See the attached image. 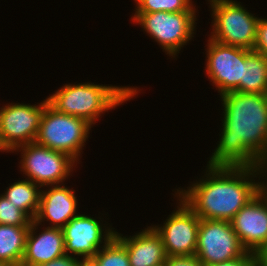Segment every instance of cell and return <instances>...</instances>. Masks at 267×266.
<instances>
[{
	"instance_id": "6da1fadb",
	"label": "cell",
	"mask_w": 267,
	"mask_h": 266,
	"mask_svg": "<svg viewBox=\"0 0 267 266\" xmlns=\"http://www.w3.org/2000/svg\"><path fill=\"white\" fill-rule=\"evenodd\" d=\"M219 97L222 126L207 165L256 167L267 152V94L230 91Z\"/></svg>"
},
{
	"instance_id": "7a4b0ae2",
	"label": "cell",
	"mask_w": 267,
	"mask_h": 266,
	"mask_svg": "<svg viewBox=\"0 0 267 266\" xmlns=\"http://www.w3.org/2000/svg\"><path fill=\"white\" fill-rule=\"evenodd\" d=\"M186 188L172 190L200 219L231 221L259 193L256 167H211Z\"/></svg>"
},
{
	"instance_id": "3957f363",
	"label": "cell",
	"mask_w": 267,
	"mask_h": 266,
	"mask_svg": "<svg viewBox=\"0 0 267 266\" xmlns=\"http://www.w3.org/2000/svg\"><path fill=\"white\" fill-rule=\"evenodd\" d=\"M142 90L137 86L85 81L63 84L46 98L57 112L82 118L94 127L103 114L135 99Z\"/></svg>"
},
{
	"instance_id": "277c9868",
	"label": "cell",
	"mask_w": 267,
	"mask_h": 266,
	"mask_svg": "<svg viewBox=\"0 0 267 266\" xmlns=\"http://www.w3.org/2000/svg\"><path fill=\"white\" fill-rule=\"evenodd\" d=\"M198 13V14H197ZM131 22L169 56L177 59L181 49L193 40L197 32L198 11L132 13Z\"/></svg>"
},
{
	"instance_id": "5b68a950",
	"label": "cell",
	"mask_w": 267,
	"mask_h": 266,
	"mask_svg": "<svg viewBox=\"0 0 267 266\" xmlns=\"http://www.w3.org/2000/svg\"><path fill=\"white\" fill-rule=\"evenodd\" d=\"M206 2L209 4L212 18L210 24L212 29L207 36L222 44L253 50L260 17L237 0Z\"/></svg>"
},
{
	"instance_id": "8992f818",
	"label": "cell",
	"mask_w": 267,
	"mask_h": 266,
	"mask_svg": "<svg viewBox=\"0 0 267 266\" xmlns=\"http://www.w3.org/2000/svg\"><path fill=\"white\" fill-rule=\"evenodd\" d=\"M92 127L82 118L57 112L46 101L35 142L68 154L79 165Z\"/></svg>"
},
{
	"instance_id": "52a82bcc",
	"label": "cell",
	"mask_w": 267,
	"mask_h": 266,
	"mask_svg": "<svg viewBox=\"0 0 267 266\" xmlns=\"http://www.w3.org/2000/svg\"><path fill=\"white\" fill-rule=\"evenodd\" d=\"M14 152H20L18 168L22 176L41 187L66 183L78 168V163L68 154L36 142L19 146L12 153Z\"/></svg>"
},
{
	"instance_id": "ba28073f",
	"label": "cell",
	"mask_w": 267,
	"mask_h": 266,
	"mask_svg": "<svg viewBox=\"0 0 267 266\" xmlns=\"http://www.w3.org/2000/svg\"><path fill=\"white\" fill-rule=\"evenodd\" d=\"M79 213L62 227L65 243V254L79 259L93 258L114 236L116 230L110 223L106 213ZM108 221L106 222V220ZM109 225V226H108Z\"/></svg>"
},
{
	"instance_id": "9c48e42d",
	"label": "cell",
	"mask_w": 267,
	"mask_h": 266,
	"mask_svg": "<svg viewBox=\"0 0 267 266\" xmlns=\"http://www.w3.org/2000/svg\"><path fill=\"white\" fill-rule=\"evenodd\" d=\"M171 194L177 199L175 210H172L165 221L163 220V224L151 226L161 237L166 256L196 255L200 218L178 194Z\"/></svg>"
},
{
	"instance_id": "30bf717a",
	"label": "cell",
	"mask_w": 267,
	"mask_h": 266,
	"mask_svg": "<svg viewBox=\"0 0 267 266\" xmlns=\"http://www.w3.org/2000/svg\"><path fill=\"white\" fill-rule=\"evenodd\" d=\"M205 47V74L213 89L222 95L230 91L240 92L243 80L245 48L222 44L208 36ZM215 87V88H214Z\"/></svg>"
},
{
	"instance_id": "8fae6325",
	"label": "cell",
	"mask_w": 267,
	"mask_h": 266,
	"mask_svg": "<svg viewBox=\"0 0 267 266\" xmlns=\"http://www.w3.org/2000/svg\"><path fill=\"white\" fill-rule=\"evenodd\" d=\"M246 253L231 222L200 219L195 256L204 266L234 260Z\"/></svg>"
},
{
	"instance_id": "7c38bea8",
	"label": "cell",
	"mask_w": 267,
	"mask_h": 266,
	"mask_svg": "<svg viewBox=\"0 0 267 266\" xmlns=\"http://www.w3.org/2000/svg\"><path fill=\"white\" fill-rule=\"evenodd\" d=\"M47 98L36 104L9 102L0 111V133L13 152L17 147L36 141Z\"/></svg>"
},
{
	"instance_id": "4fadbf2b",
	"label": "cell",
	"mask_w": 267,
	"mask_h": 266,
	"mask_svg": "<svg viewBox=\"0 0 267 266\" xmlns=\"http://www.w3.org/2000/svg\"><path fill=\"white\" fill-rule=\"evenodd\" d=\"M230 222L242 246L255 254L267 243V197L259 192Z\"/></svg>"
},
{
	"instance_id": "5bb4252c",
	"label": "cell",
	"mask_w": 267,
	"mask_h": 266,
	"mask_svg": "<svg viewBox=\"0 0 267 266\" xmlns=\"http://www.w3.org/2000/svg\"><path fill=\"white\" fill-rule=\"evenodd\" d=\"M75 192V189L69 188L65 183L42 187L40 206L34 220L47 227L65 226L71 218L80 213L79 199Z\"/></svg>"
},
{
	"instance_id": "9a60e30c",
	"label": "cell",
	"mask_w": 267,
	"mask_h": 266,
	"mask_svg": "<svg viewBox=\"0 0 267 266\" xmlns=\"http://www.w3.org/2000/svg\"><path fill=\"white\" fill-rule=\"evenodd\" d=\"M64 245L62 228L40 226L39 223L32 220L20 266H38L55 260L65 254Z\"/></svg>"
},
{
	"instance_id": "2e32d148",
	"label": "cell",
	"mask_w": 267,
	"mask_h": 266,
	"mask_svg": "<svg viewBox=\"0 0 267 266\" xmlns=\"http://www.w3.org/2000/svg\"><path fill=\"white\" fill-rule=\"evenodd\" d=\"M135 234L115 233V237L126 247L130 266H164L166 253L159 234L152 226Z\"/></svg>"
},
{
	"instance_id": "e0dca14e",
	"label": "cell",
	"mask_w": 267,
	"mask_h": 266,
	"mask_svg": "<svg viewBox=\"0 0 267 266\" xmlns=\"http://www.w3.org/2000/svg\"><path fill=\"white\" fill-rule=\"evenodd\" d=\"M30 226L0 224V263L20 266L24 257Z\"/></svg>"
},
{
	"instance_id": "ac0fdd59",
	"label": "cell",
	"mask_w": 267,
	"mask_h": 266,
	"mask_svg": "<svg viewBox=\"0 0 267 266\" xmlns=\"http://www.w3.org/2000/svg\"><path fill=\"white\" fill-rule=\"evenodd\" d=\"M41 189V186L31 180L19 178L16 182L9 183L1 194L34 220L40 206Z\"/></svg>"
},
{
	"instance_id": "d6986e66",
	"label": "cell",
	"mask_w": 267,
	"mask_h": 266,
	"mask_svg": "<svg viewBox=\"0 0 267 266\" xmlns=\"http://www.w3.org/2000/svg\"><path fill=\"white\" fill-rule=\"evenodd\" d=\"M240 93L267 94V58L253 50L245 49Z\"/></svg>"
},
{
	"instance_id": "ffe728a7",
	"label": "cell",
	"mask_w": 267,
	"mask_h": 266,
	"mask_svg": "<svg viewBox=\"0 0 267 266\" xmlns=\"http://www.w3.org/2000/svg\"><path fill=\"white\" fill-rule=\"evenodd\" d=\"M133 13L199 11L194 0H134Z\"/></svg>"
},
{
	"instance_id": "44dd1931",
	"label": "cell",
	"mask_w": 267,
	"mask_h": 266,
	"mask_svg": "<svg viewBox=\"0 0 267 266\" xmlns=\"http://www.w3.org/2000/svg\"><path fill=\"white\" fill-rule=\"evenodd\" d=\"M98 266H130L126 247L114 236L93 257Z\"/></svg>"
},
{
	"instance_id": "7402d4cb",
	"label": "cell",
	"mask_w": 267,
	"mask_h": 266,
	"mask_svg": "<svg viewBox=\"0 0 267 266\" xmlns=\"http://www.w3.org/2000/svg\"><path fill=\"white\" fill-rule=\"evenodd\" d=\"M31 219L0 193V224L30 226Z\"/></svg>"
},
{
	"instance_id": "603a6c76",
	"label": "cell",
	"mask_w": 267,
	"mask_h": 266,
	"mask_svg": "<svg viewBox=\"0 0 267 266\" xmlns=\"http://www.w3.org/2000/svg\"><path fill=\"white\" fill-rule=\"evenodd\" d=\"M253 51L267 58V18L260 17L257 25L256 40Z\"/></svg>"
},
{
	"instance_id": "cb8c5ba5",
	"label": "cell",
	"mask_w": 267,
	"mask_h": 266,
	"mask_svg": "<svg viewBox=\"0 0 267 266\" xmlns=\"http://www.w3.org/2000/svg\"><path fill=\"white\" fill-rule=\"evenodd\" d=\"M164 266H204L195 256H167Z\"/></svg>"
},
{
	"instance_id": "d4e9b609",
	"label": "cell",
	"mask_w": 267,
	"mask_h": 266,
	"mask_svg": "<svg viewBox=\"0 0 267 266\" xmlns=\"http://www.w3.org/2000/svg\"><path fill=\"white\" fill-rule=\"evenodd\" d=\"M256 169L259 176V192L267 197V152L258 159Z\"/></svg>"
},
{
	"instance_id": "484cf974",
	"label": "cell",
	"mask_w": 267,
	"mask_h": 266,
	"mask_svg": "<svg viewBox=\"0 0 267 266\" xmlns=\"http://www.w3.org/2000/svg\"><path fill=\"white\" fill-rule=\"evenodd\" d=\"M207 266H255V255L247 252L240 258Z\"/></svg>"
},
{
	"instance_id": "4316f807",
	"label": "cell",
	"mask_w": 267,
	"mask_h": 266,
	"mask_svg": "<svg viewBox=\"0 0 267 266\" xmlns=\"http://www.w3.org/2000/svg\"><path fill=\"white\" fill-rule=\"evenodd\" d=\"M78 258L64 254L61 257L56 258L47 263L40 264L38 266H77Z\"/></svg>"
},
{
	"instance_id": "83f0119b",
	"label": "cell",
	"mask_w": 267,
	"mask_h": 266,
	"mask_svg": "<svg viewBox=\"0 0 267 266\" xmlns=\"http://www.w3.org/2000/svg\"><path fill=\"white\" fill-rule=\"evenodd\" d=\"M255 266H267V243L255 254Z\"/></svg>"
},
{
	"instance_id": "f1b7e54d",
	"label": "cell",
	"mask_w": 267,
	"mask_h": 266,
	"mask_svg": "<svg viewBox=\"0 0 267 266\" xmlns=\"http://www.w3.org/2000/svg\"><path fill=\"white\" fill-rule=\"evenodd\" d=\"M77 266H98L96 261L93 258L79 259Z\"/></svg>"
},
{
	"instance_id": "f546056e",
	"label": "cell",
	"mask_w": 267,
	"mask_h": 266,
	"mask_svg": "<svg viewBox=\"0 0 267 266\" xmlns=\"http://www.w3.org/2000/svg\"><path fill=\"white\" fill-rule=\"evenodd\" d=\"M0 152H2L4 154L5 153H12L7 146L4 144L2 137H1V133H0Z\"/></svg>"
}]
</instances>
